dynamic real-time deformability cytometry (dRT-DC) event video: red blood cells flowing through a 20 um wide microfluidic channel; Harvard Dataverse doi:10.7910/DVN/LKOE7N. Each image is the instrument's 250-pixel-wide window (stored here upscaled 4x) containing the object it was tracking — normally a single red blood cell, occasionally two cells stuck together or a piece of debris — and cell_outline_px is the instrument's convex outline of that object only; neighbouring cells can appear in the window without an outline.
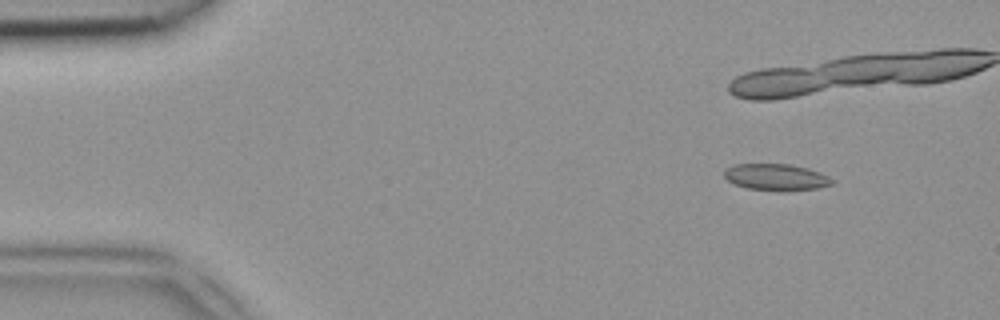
{"species": "common noctule bat (a hibernating species)", "species_latin": "Nyctalus noctula", "temperature_condition": "room temperature", "stored_images_in_passage": 19, "camera_frame_rate_fps": 3000, "um_per_image_px": 0.085, "animal": {"sex": "female", "body_mass_g": 18.4}, "frame": {"image": 1, "passage_image": 6, "time_ms": 1.667, "image_size_px": [1000, 320], "cell_outline_px": [[832, 184], [816, 188], [784, 192], [748, 188], [736, 184], [728, 180], [724, 176], [724, 168], [736, 164], [788, 164], [808, 168], [820, 172], [828, 176], [832, 180]], "centroid_in_image_um": [65.96, 15.06], "position_along_channel_um": 19.0, "area_um2": 16.7}}